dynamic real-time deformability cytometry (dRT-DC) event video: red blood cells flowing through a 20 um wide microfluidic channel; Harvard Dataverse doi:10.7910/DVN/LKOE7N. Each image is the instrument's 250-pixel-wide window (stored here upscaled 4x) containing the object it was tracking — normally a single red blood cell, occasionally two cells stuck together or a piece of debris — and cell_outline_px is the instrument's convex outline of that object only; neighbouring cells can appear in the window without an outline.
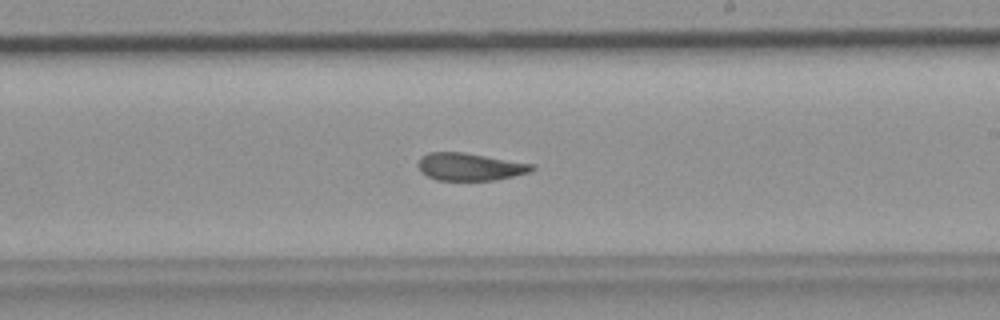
{"species": "common noctule bat (a hibernating species)", "species_latin": "Nyctalus noctula", "temperature_condition": "room temperature", "stored_images_in_passage": 38, "camera_frame_rate_fps": 3000, "um_per_image_px": 0.085, "animal": {"sex": "female", "body_mass_g": 19.9}, "frame": {"image": 1, "passage_image": 22, "time_ms": 7.0, "image_size_px": [1000, 320], "cell_outline_px": [[536, 168], [532, 172], [496, 180], [436, 180], [420, 172], [416, 164], [420, 156], [428, 152], [464, 152], [536, 164]], "centroid_in_image_um": [39.95, 14.17], "position_along_channel_um": 249.0, "area_um2": 18.67}}